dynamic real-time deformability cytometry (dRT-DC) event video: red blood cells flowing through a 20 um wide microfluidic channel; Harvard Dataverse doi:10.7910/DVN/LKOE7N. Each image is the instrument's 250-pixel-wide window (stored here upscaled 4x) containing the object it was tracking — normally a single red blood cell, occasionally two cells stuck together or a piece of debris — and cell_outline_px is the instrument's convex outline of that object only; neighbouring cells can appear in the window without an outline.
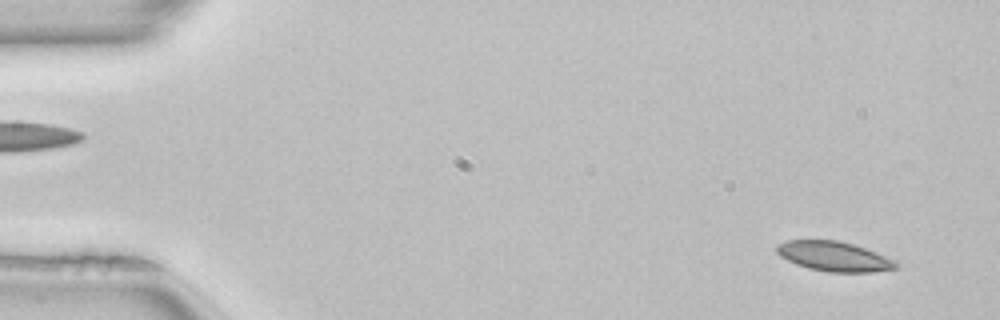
{"species": "common noctule bat (a hibernating species)", "species_latin": "Nyctalus noctula", "temperature_condition": "room temperature", "stored_images_in_passage": 50, "camera_frame_rate_fps": 3000, "um_per_image_px": 0.085, "animal": {"sex": "female", "body_mass_g": 22.7, "forearm_length_mm": 54.2}, "frame": {"image": 1, "passage_image": 3, "time_ms": 0.667, "image_size_px": [1000, 320], "cell_outline_px": [[900, 268], [872, 272], [828, 272], [808, 268], [796, 264], [780, 256], [776, 252], [776, 244], [788, 240], [836, 240], [852, 244], [876, 252], [900, 264]], "centroid_in_image_um": [70.88, 21.8], "position_along_channel_um": 14.1, "area_um2": 20.63}}
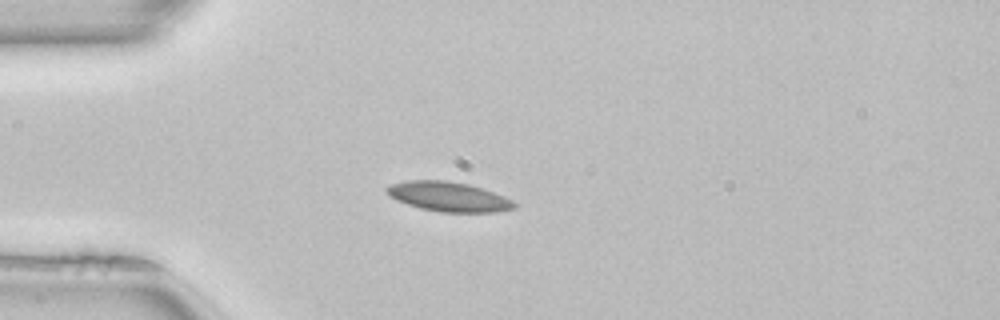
{"frame": {"image": 2, "passage_image": 13, "time_ms": 4.0, "image_size_px": [1000, 320], "cell_outline_px": [[516, 208], [492, 212], [440, 212], [420, 208], [396, 200], [388, 196], [384, 192], [384, 188], [388, 184], [404, 180], [444, 180], [468, 184], [504, 196], [512, 200], [516, 204]], "centroid_in_image_um": [38.04, 16.71], "position_along_channel_um": 47.0, "area_um2": 22.14}}
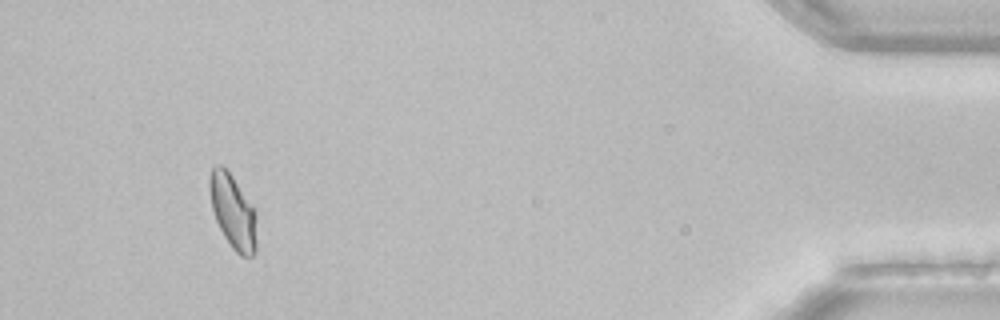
{"frame": {"image": 3, "passage_image": 47, "time_ms": 15.333, "image_size_px": [1000, 320], "cell_outline_px": [[256, 252], [252, 256], [240, 256], [232, 248], [224, 236], [216, 220], [212, 208], [208, 188], [208, 180], [212, 168], [216, 164], [220, 164], [232, 176], [256, 208]], "centroid_in_image_um": [19.81, 17.98], "position_along_channel_um": 415.4, "area_um2": 20.58}, "authors_computed_cell_mechanics": {"area_um2": 20.6924, "velocity_mm_per_s": 4.0135, "shape_relaxation_time_tau1_ms": 10.3001, "shape_relaxation_time_tau2_ms": 2.1606, "deformation_change_tau1": 0.1618, "deformation_change_tau2": 0.0429}}